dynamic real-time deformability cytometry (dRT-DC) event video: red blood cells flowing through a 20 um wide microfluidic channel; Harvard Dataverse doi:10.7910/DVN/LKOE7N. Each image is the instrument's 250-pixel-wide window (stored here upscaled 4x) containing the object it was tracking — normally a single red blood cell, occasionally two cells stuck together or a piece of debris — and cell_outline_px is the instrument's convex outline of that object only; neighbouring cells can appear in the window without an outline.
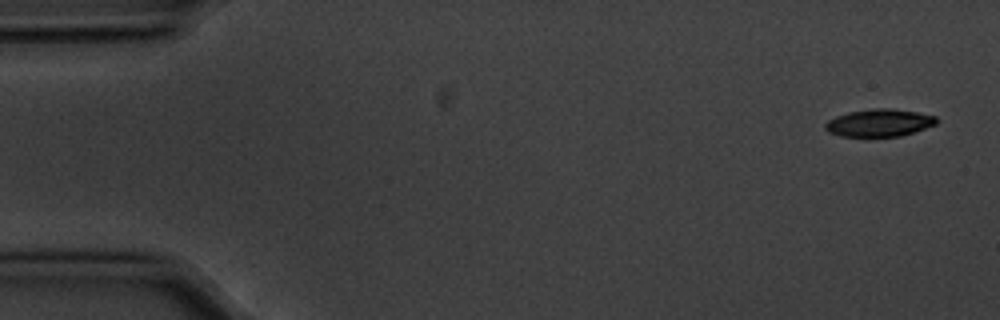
{"species": "common noctule bat (a hibernating species)", "species_latin": "Nyctalus noctula", "temperature_condition": "cold", "stored_images_in_passage": 6, "camera_frame_rate_fps": 3000, "um_per_image_px": 0.085, "animal": {"sex": "male", "body_mass_g": 20.1, "forearm_length_mm": 53.5}, "frame": {"image": 1, "passage_image": 1, "time_ms": 0.0, "image_size_px": [1000, 320], "cell_outline_px": [[936, 124], [900, 136], [840, 136], [828, 132], [824, 128], [824, 124], [828, 120], [836, 116], [848, 112], [872, 108], [892, 108], [916, 112], [936, 116]], "centroid_in_image_um": [74.69, 10.43], "position_along_channel_um": 10.3, "area_um2": 17.69}}
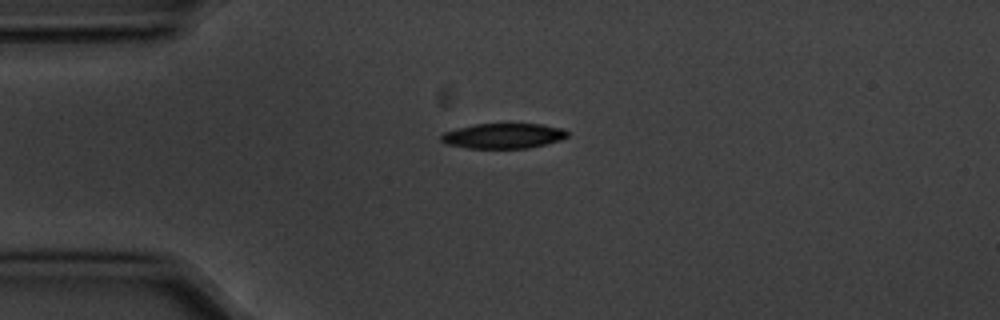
{"frame": {"image": 2, "passage_image": 4, "time_ms": 1.0, "image_size_px": [1000, 320], "cell_outline_px": [[568, 136], [560, 140], [528, 148], [468, 148], [448, 144], [440, 140], [440, 136], [444, 132], [456, 128], [476, 124], [540, 124], [564, 128], [568, 132]], "centroid_in_image_um": [42.78, 11.54], "position_along_channel_um": 42.2, "area_um2": 18.44}}